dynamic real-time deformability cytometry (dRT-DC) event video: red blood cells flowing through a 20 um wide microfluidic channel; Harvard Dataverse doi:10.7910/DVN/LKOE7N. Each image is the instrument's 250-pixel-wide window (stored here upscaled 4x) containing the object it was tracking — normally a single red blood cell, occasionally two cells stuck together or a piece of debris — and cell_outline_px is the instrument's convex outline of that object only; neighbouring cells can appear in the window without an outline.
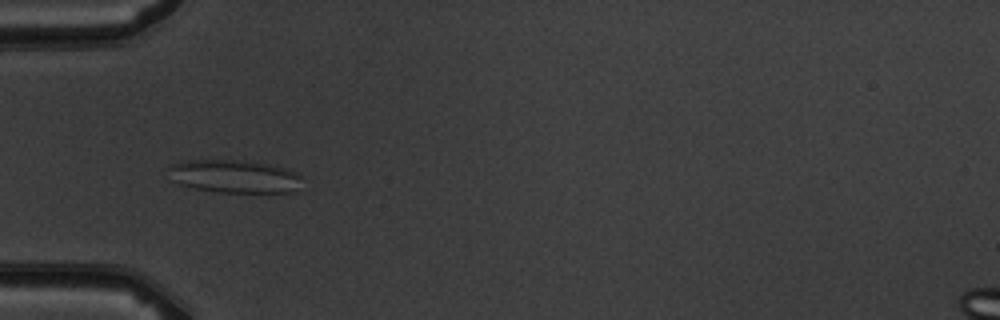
{"species": "common noctule bat (a hibernating species)", "species_latin": "Nyctalus noctula", "temperature_condition": "warm", "stored_images_in_passage": 8, "camera_frame_rate_fps": 3000, "um_per_image_px": 0.085, "animal": {"sex": "male", "body_mass_g": 19.5, "forearm_length_mm": 54.6}, "frame": {"image": 1, "passage_image": 5, "time_ms": 4.667, "image_size_px": [1000, 320], "cell_outline_px": [[300, 176], [296, 192], [216, 192], [196, 188], [180, 184], [168, 180], [168, 168], [172, 164], [188, 160], [244, 160], [268, 164], [288, 168], [296, 172]], "centroid_in_image_um": [19.88, 14.98], "position_along_channel_um": 65.1, "area_um2": 25.84}}
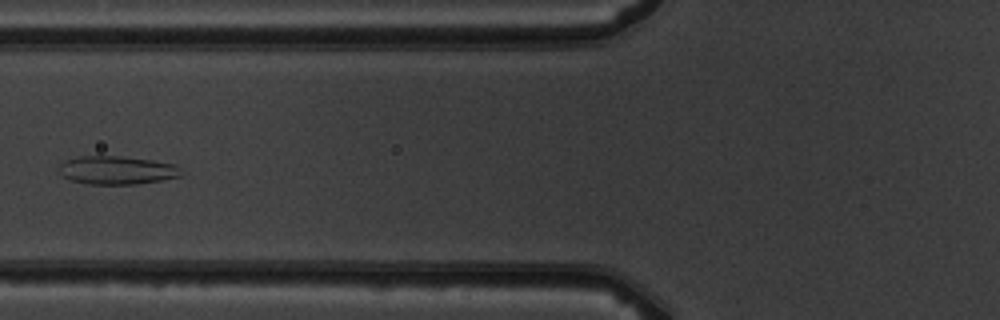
{"frame": {"image": 2, "passage_image": 6, "time_ms": 6.0, "image_size_px": [1000, 320], "cell_outline_px": [[184, 176], [136, 184], [84, 184], [72, 180], [64, 176], [60, 172], [60, 164], [76, 156], [120, 156], [152, 160], [176, 164]], "centroid_in_image_um": [9.97, 14.46], "position_along_channel_um": 115.8, "area_um2": 20.11}}
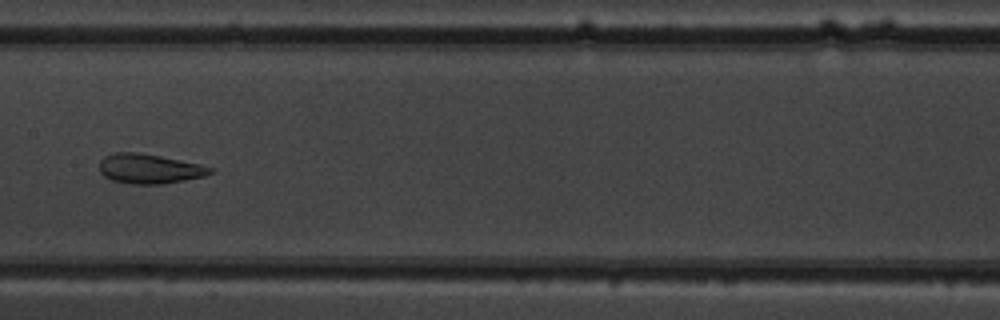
{"frame": {"image": 3, "passage_image": 8, "time_ms": 8.0, "image_size_px": [1000, 320], "cell_outline_px": [[216, 168], [212, 172], [204, 176], [164, 184], [132, 184], [112, 180], [104, 176], [100, 172], [100, 160], [104, 156], [112, 152], [136, 152], [160, 156], [200, 164]], "centroid_in_image_um": [12.69, 14.34], "position_along_channel_um": 194.7, "area_um2": 19.19}}